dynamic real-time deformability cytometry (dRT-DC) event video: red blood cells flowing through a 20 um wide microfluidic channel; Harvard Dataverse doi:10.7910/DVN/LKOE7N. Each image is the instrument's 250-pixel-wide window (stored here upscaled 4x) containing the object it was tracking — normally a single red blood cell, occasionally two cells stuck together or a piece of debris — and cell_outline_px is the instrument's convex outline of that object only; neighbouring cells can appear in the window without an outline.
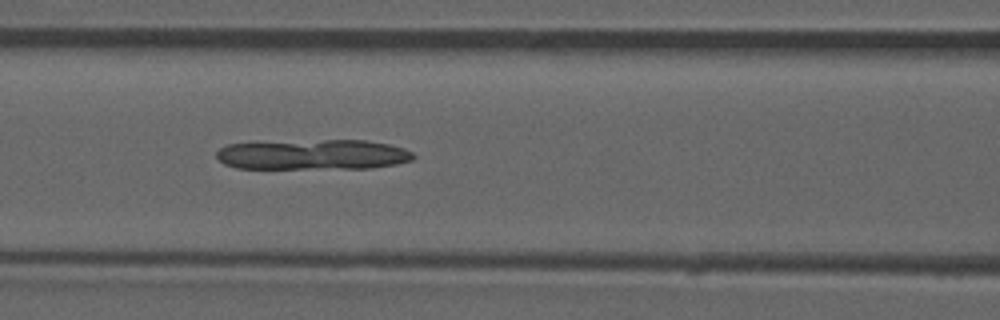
{"species": "common noctule bat (a hibernating species)", "species_latin": "Nyctalus noctula", "temperature_condition": "room temperature", "stored_images_in_passage": 34, "camera_frame_rate_fps": 3000, "um_per_image_px": 0.085, "animal": {"sex": "male", "forearm_length_mm": 52.5}, "frame": {"image": 1, "passage_image": 6, "time_ms": 1.667, "image_size_px": [1000, 320], "cell_outline_px": [[416, 156], [412, 160], [396, 164], [372, 168], [236, 168], [224, 164], [216, 156], [216, 152], [220, 148], [228, 144], [324, 140], [364, 140], [388, 144], [404, 148], [412, 152]], "centroid_in_image_um": [26.64, 13.15], "position_along_channel_um": 140.0, "area_um2": 34.45}}